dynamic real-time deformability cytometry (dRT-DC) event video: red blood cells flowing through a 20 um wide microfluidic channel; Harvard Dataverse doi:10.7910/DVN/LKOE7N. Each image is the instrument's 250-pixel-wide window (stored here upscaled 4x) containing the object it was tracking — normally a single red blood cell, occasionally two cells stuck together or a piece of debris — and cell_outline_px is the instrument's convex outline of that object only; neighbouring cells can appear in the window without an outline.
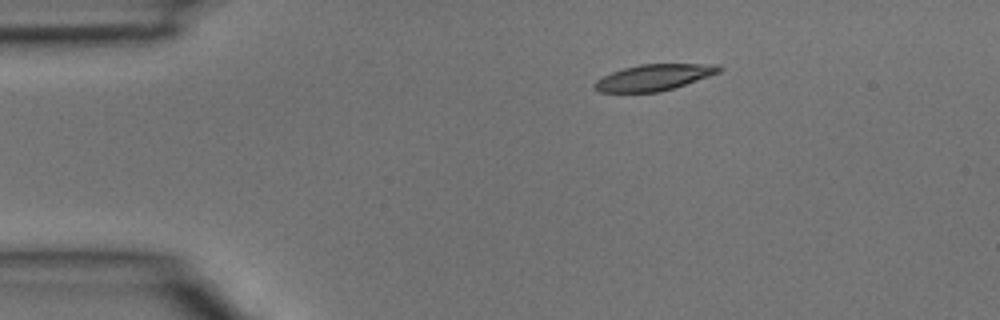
{"species": "common noctule bat (a hibernating species)", "species_latin": "Nyctalus noctula", "temperature_condition": "room temperature", "stored_images_in_passage": 4, "camera_frame_rate_fps": 3000, "um_per_image_px": 0.085, "animal": {"sex": "male", "body_mass_g": 15.6}, "frame": {"image": 1, "passage_image": 3, "time_ms": 0.667, "image_size_px": [1000, 320], "cell_outline_px": [[724, 68], [720, 72], [660, 92], [600, 92], [592, 88], [592, 84], [596, 80], [612, 72], [624, 68], [640, 64], [720, 64]], "centroid_in_image_um": [55.56, 6.57], "position_along_channel_um": 29.4, "area_um2": 18.9}}